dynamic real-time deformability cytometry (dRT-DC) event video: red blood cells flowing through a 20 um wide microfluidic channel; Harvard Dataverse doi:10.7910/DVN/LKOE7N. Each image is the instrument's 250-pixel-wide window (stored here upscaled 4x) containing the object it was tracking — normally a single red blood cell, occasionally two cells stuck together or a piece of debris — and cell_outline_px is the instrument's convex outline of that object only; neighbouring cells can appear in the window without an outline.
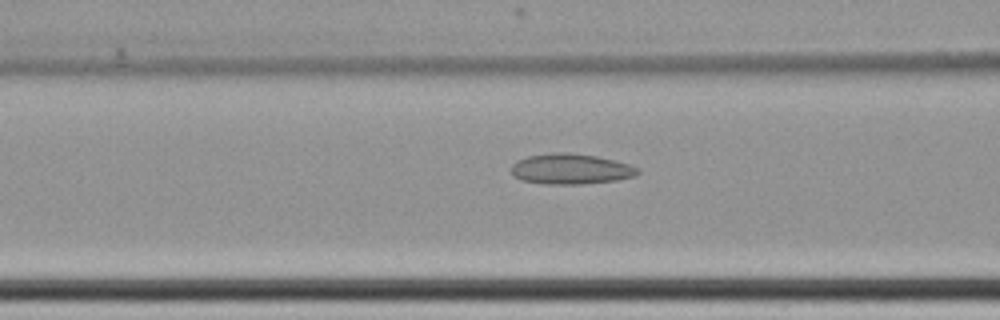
{"species": "common noctule bat (a hibernating species)", "species_latin": "Nyctalus noctula", "temperature_condition": "cold", "stored_images_in_passage": 43, "camera_frame_rate_fps": 3000, "um_per_image_px": 0.085, "animal": {"sex": "female", "body_mass_g": 22.7, "forearm_length_mm": 54.2}, "frame": {"image": 1, "passage_image": 14, "time_ms": 4.333, "image_size_px": [1000, 320], "cell_outline_px": [[640, 172], [636, 176], [616, 180], [580, 184], [544, 184], [520, 180], [512, 176], [512, 164], [516, 160], [528, 156], [552, 152], [568, 152], [596, 156], [616, 160], [640, 168]], "centroid_in_image_um": [48.51, 14.36], "position_along_channel_um": 118.1, "area_um2": 22.72}}
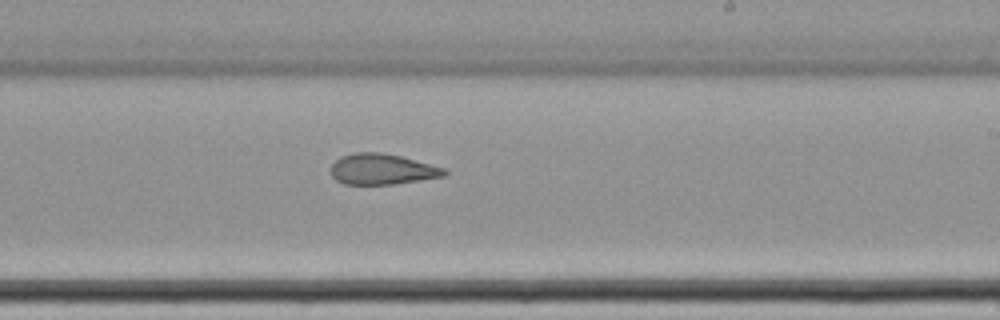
{"frame": {"image": 2, "passage_image": 26, "time_ms": 8.333, "image_size_px": [1000, 320], "cell_outline_px": [[448, 172], [444, 176], [420, 180], [392, 184], [344, 184], [336, 180], [332, 176], [332, 164], [340, 156], [352, 152], [380, 152], [400, 156], [444, 168]], "centroid_in_image_um": [32.45, 14.37], "position_along_channel_um": 256.6, "area_um2": 20.17}}
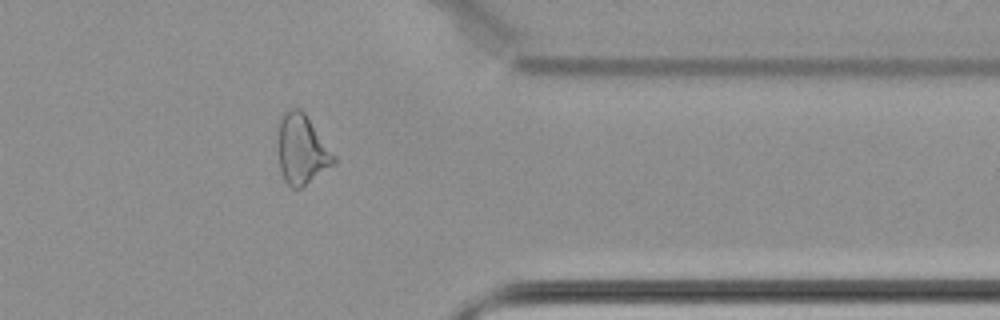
{"frame": {"image": 3, "passage_image": 38, "time_ms": 12.333, "image_size_px": [1000, 320], "cell_outline_px": [[336, 164], [300, 188], [292, 188], [284, 180], [280, 172], [276, 124], [276, 120], [288, 108], [300, 108], [304, 112], [336, 156]], "centroid_in_image_um": [25.61, 12.67], "position_along_channel_um": 385.8, "area_um2": 23.24}}